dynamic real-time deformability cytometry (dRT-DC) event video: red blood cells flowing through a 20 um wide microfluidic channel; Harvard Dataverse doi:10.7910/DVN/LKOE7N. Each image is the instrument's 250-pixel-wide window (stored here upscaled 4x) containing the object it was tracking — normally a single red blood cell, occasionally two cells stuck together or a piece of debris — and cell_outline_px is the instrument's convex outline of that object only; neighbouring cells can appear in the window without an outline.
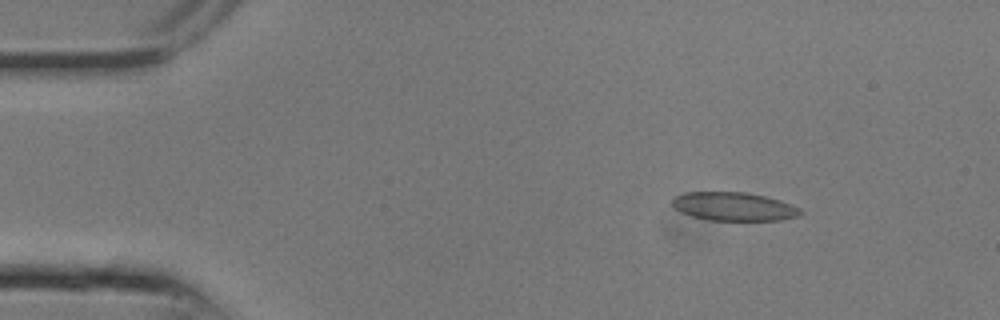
{"species": "common noctule bat (a hibernating species)", "species_latin": "Nyctalus noctula", "temperature_condition": "room temperature", "stored_images_in_passage": 12, "camera_frame_rate_fps": 3000, "um_per_image_px": 0.085, "animal": {"sex": "male", "body_mass_g": 13.3}, "frame": {"image": 1, "passage_image": 4, "time_ms": 1.0, "image_size_px": [1000, 320], "cell_outline_px": [[804, 212], [796, 216], [780, 220], [708, 220], [692, 216], [680, 212], [672, 204], [672, 200], [676, 196], [684, 192], [748, 192], [780, 200], [800, 208]], "centroid_in_image_um": [62.37, 17.55], "position_along_channel_um": 22.6, "area_um2": 21.21}}
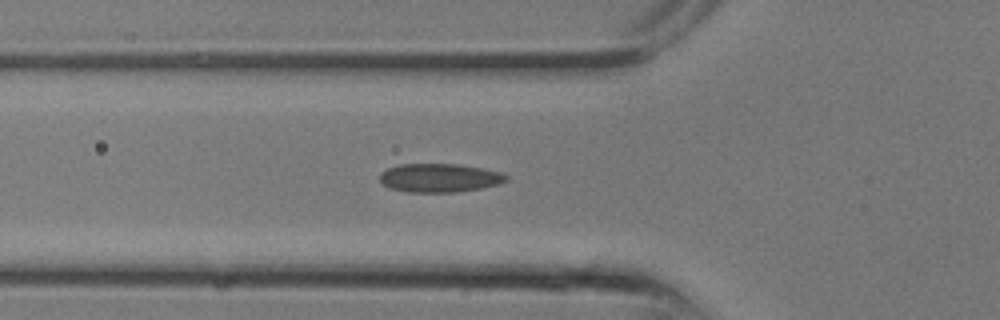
{"frame": {"image": 2, "passage_image": 9, "time_ms": 2.667, "image_size_px": [1000, 320], "cell_outline_px": [[508, 180], [500, 184], [480, 188], [456, 192], [408, 192], [388, 188], [380, 180], [380, 172], [388, 168], [400, 164], [456, 164], [480, 168], [500, 172], [508, 176]], "centroid_in_image_um": [37.34, 15.12], "position_along_channel_um": 88.5, "area_um2": 21.04}}
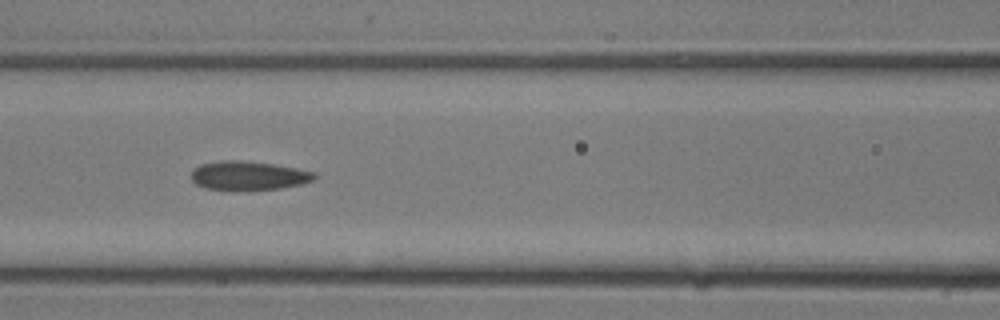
{"frame": {"image": 3, "passage_image": 11, "time_ms": 3.333, "image_size_px": [1000, 320], "cell_outline_px": [[316, 176], [312, 180], [300, 184], [280, 188], [204, 188], [196, 184], [192, 180], [192, 168], [200, 164], [220, 160], [240, 160], [276, 164], [316, 172]], "centroid_in_image_um": [21.11, 14.88], "position_along_channel_um": 145.5, "area_um2": 20.23}}